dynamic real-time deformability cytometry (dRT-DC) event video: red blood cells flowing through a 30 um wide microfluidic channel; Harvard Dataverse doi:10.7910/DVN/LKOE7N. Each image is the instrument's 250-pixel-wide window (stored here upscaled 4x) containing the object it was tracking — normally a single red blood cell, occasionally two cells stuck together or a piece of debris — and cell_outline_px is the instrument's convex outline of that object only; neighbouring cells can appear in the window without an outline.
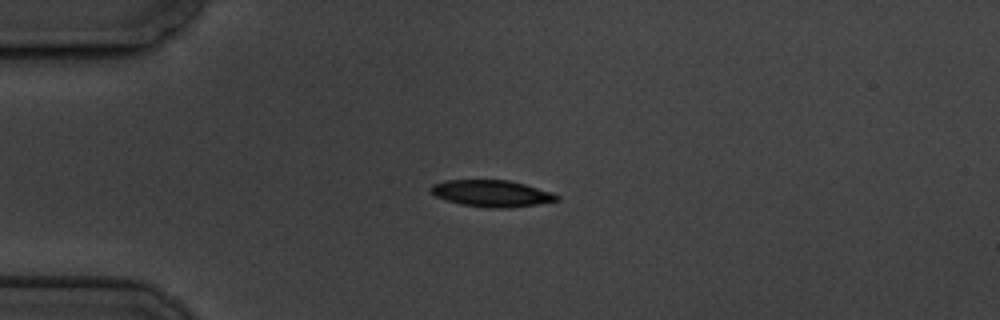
{"species": "common noctule bat (a hibernating species)", "species_latin": "Nyctalus noctula", "temperature_condition": "cold", "stored_images_in_passage": 2, "camera_frame_rate_fps": 3000, "um_per_image_px": 0.085, "animal": {"sex": "male", "body_mass_g": 19.5, "forearm_length_mm": 54.6}, "frame": {"image": 1, "passage_image": 1, "time_ms": 0.0, "image_size_px": [1000, 320], "cell_outline_px": [[560, 200], [512, 208], [484, 208], [460, 204], [444, 200], [436, 196], [428, 188], [432, 184], [444, 180], [508, 180], [524, 184], [552, 192], [560, 196]], "centroid_in_image_um": [41.77, 16.45], "position_along_channel_um": 43.2, "area_um2": 19.77}}